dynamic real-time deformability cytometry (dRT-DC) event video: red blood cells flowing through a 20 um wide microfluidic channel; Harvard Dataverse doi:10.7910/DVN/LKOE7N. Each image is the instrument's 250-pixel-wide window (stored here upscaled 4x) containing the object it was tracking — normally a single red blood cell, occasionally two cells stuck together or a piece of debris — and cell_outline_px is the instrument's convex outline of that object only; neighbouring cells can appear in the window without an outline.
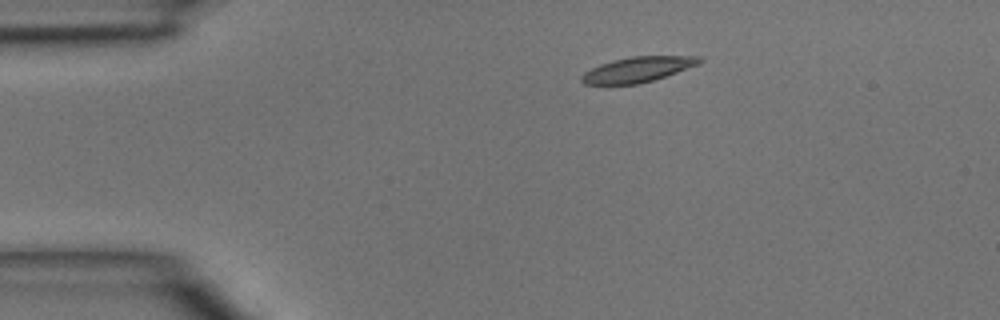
{"species": "common noctule bat (a hibernating species)", "species_latin": "Nyctalus noctula", "temperature_condition": "room temperature", "stored_images_in_passage": 38, "camera_frame_rate_fps": 3000, "um_per_image_px": 0.085, "animal": {"sex": "male", "body_mass_g": 15.6}, "frame": {"image": 1, "passage_image": 1, "time_ms": 0.0, "image_size_px": [1000, 320], "cell_outline_px": [[704, 60], [700, 64], [640, 84], [584, 84], [580, 80], [580, 76], [584, 72], [600, 64], [612, 60], [632, 56], [700, 56]], "centroid_in_image_um": [54.2, 5.9], "position_along_channel_um": 30.8, "area_um2": 17.28}}
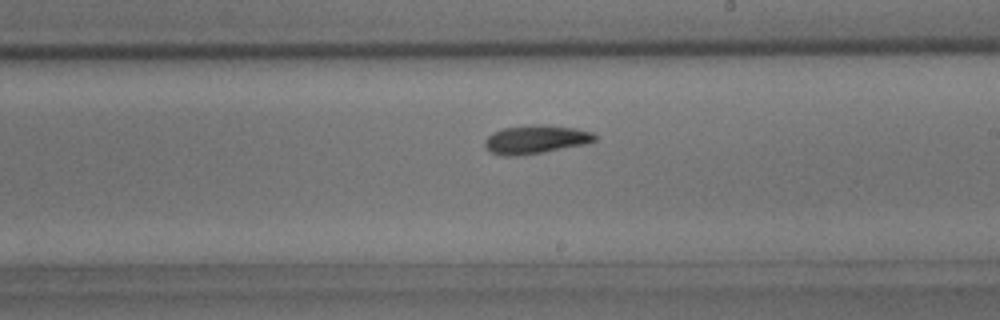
{"frame": {"image": 2, "passage_image": 19, "time_ms": 6.0, "image_size_px": [1000, 320], "cell_outline_px": [[596, 140], [588, 144], [544, 152], [516, 156], [504, 156], [492, 152], [484, 144], [484, 140], [492, 132], [504, 128], [532, 124], [544, 124], [576, 128], [592, 132], [596, 136]], "centroid_in_image_um": [45.56, 11.84], "position_along_channel_um": 243.4, "area_um2": 18.44}}
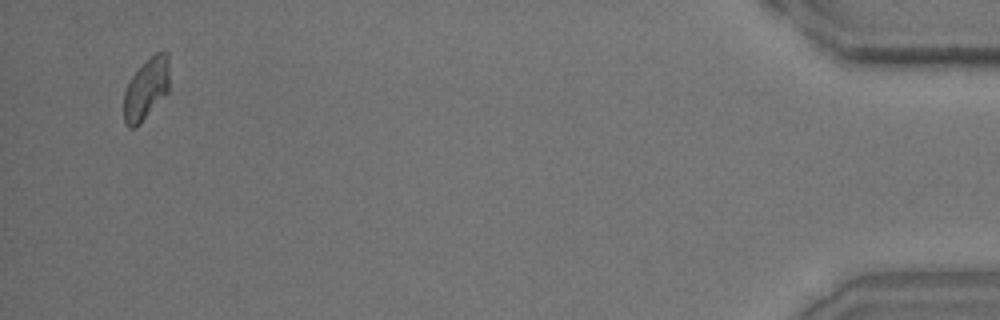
{"frame": {"image": 3, "passage_image": 37, "time_ms": 12.0, "image_size_px": [1000, 320], "cell_outline_px": [[168, 92], [140, 124], [136, 128], [128, 128], [124, 120], [124, 92], [128, 80], [144, 60], [156, 52], [168, 52]], "centroid_in_image_um": [12.4, 7.55], "position_along_channel_um": 422.8, "area_um2": 16.53}}